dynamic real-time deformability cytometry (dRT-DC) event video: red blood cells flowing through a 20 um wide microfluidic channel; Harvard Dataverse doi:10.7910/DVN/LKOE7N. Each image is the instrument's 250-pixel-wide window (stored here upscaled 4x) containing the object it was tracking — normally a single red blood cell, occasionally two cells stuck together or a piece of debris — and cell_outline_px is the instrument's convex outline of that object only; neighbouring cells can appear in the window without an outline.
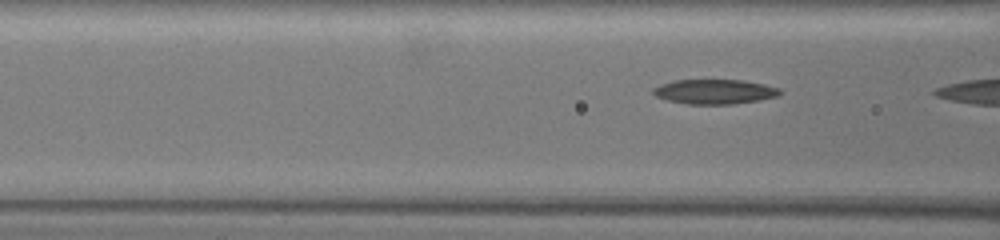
{"species": "common noctule bat (a hibernating species)", "species_latin": "Nyctalus noctula", "temperature_condition": "warm", "stored_images_in_passage": 5, "camera_frame_rate_fps": 3000, "um_per_image_px": 0.085, "animal": {"sex": "female", "body_mass_g": 19.5, "forearm_length_mm": 54.1}, "frame": {"image": 1, "passage_image": 4, "time_ms": 1.0, "image_size_px": [1000, 240], "cell_outline_px": [[784, 92], [780, 96], [760, 100], [732, 104], [688, 104], [668, 100], [656, 96], [652, 92], [652, 88], [660, 84], [672, 80], [740, 80], [764, 84], [780, 88]], "centroid_in_image_um": [60.77, 7.79], "position_along_channel_um": 105.8, "area_um2": 18.38}}